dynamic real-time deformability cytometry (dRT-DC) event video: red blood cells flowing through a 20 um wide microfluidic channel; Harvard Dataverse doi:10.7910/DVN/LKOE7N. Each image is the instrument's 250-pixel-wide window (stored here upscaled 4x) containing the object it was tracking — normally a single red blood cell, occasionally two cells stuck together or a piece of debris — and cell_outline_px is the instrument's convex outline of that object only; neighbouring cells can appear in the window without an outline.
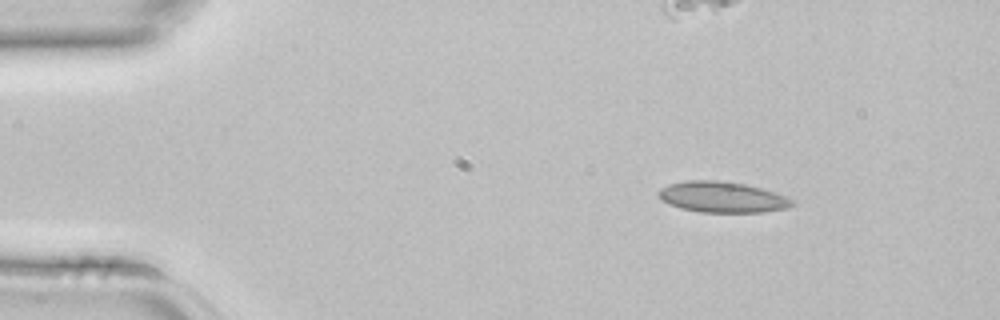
{"species": "common noctule bat (a hibernating species)", "species_latin": "Nyctalus noctula", "temperature_condition": "room temperature", "stored_images_in_passage": 4, "camera_frame_rate_fps": 3000, "um_per_image_px": 0.085, "animal": {"sex": "female", "body_mass_g": 22.7, "forearm_length_mm": 54.2}, "frame": {"image": 1, "passage_image": 1, "time_ms": 0.0, "image_size_px": [1000, 320], "cell_outline_px": [[796, 204], [788, 208], [764, 212], [700, 212], [680, 208], [656, 196], [656, 192], [660, 188], [668, 184], [684, 180], [716, 180], [744, 184], [760, 188], [796, 200]], "centroid_in_image_um": [61.38, 16.75], "position_along_channel_um": 23.6, "area_um2": 24.04}}